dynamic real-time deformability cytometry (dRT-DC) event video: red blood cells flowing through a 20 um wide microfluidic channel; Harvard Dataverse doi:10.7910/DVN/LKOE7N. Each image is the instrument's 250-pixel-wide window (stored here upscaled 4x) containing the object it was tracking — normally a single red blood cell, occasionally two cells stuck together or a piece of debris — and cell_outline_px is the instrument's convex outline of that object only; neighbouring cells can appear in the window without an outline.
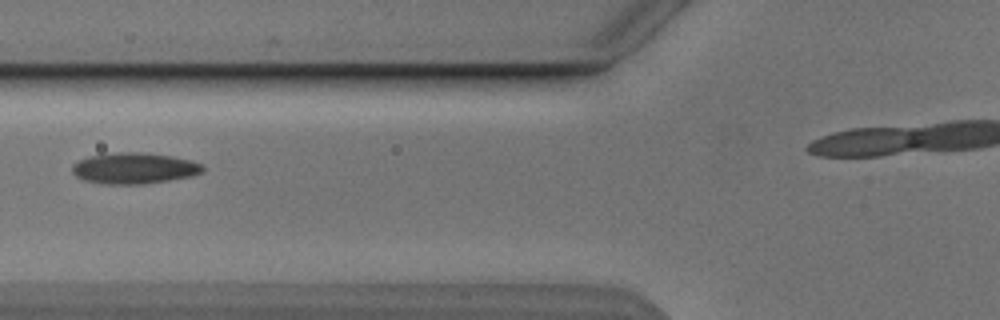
{"species": "Egyptian fruit bat (a non-hibernating species)", "species_latin": "Rousettus aegyptiacus", "temperature_condition": "cold", "stored_images_in_passage": 7, "camera_frame_rate_fps": 3000, "um_per_image_px": 0.085, "animal": {"sex": "male"}, "frame": {"image": 1, "passage_image": 5, "time_ms": 5.667, "image_size_px": [1000, 320], "cell_outline_px": [[204, 172], [192, 176], [144, 184], [108, 184], [84, 180], [76, 176], [72, 172], [72, 164], [76, 160], [88, 156], [116, 152], [140, 152], [172, 156], [204, 164]], "centroid_in_image_um": [11.39, 14.29], "position_along_channel_um": 114.4, "area_um2": 23.76}}